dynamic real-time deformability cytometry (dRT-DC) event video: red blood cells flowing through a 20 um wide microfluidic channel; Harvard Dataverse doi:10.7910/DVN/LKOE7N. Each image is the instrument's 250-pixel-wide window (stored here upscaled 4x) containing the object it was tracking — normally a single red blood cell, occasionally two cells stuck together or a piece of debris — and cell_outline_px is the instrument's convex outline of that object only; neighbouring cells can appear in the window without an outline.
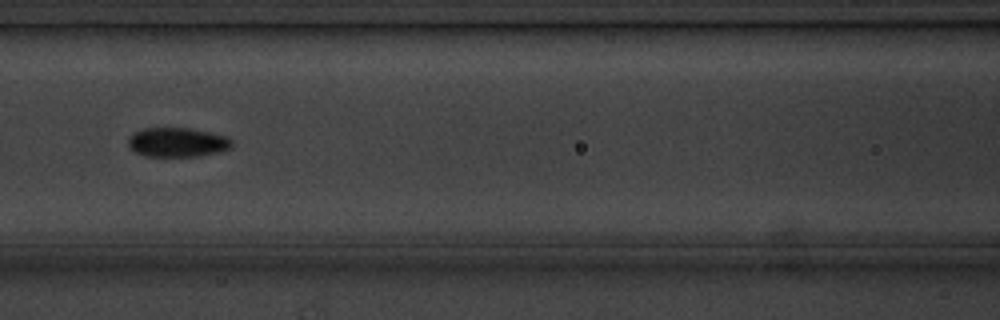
{"species": "common noctule bat (a hibernating species)", "species_latin": "Nyctalus noctula", "temperature_condition": "cold", "stored_images_in_passage": 7, "camera_frame_rate_fps": 3000, "um_per_image_px": 0.085, "animal": {"sex": "male", "body_mass_g": 20.1, "forearm_length_mm": 53.5}, "frame": {"image": 1, "passage_image": 3, "time_ms": 2.333, "image_size_px": [1000, 320], "cell_outline_px": [[232, 148], [220, 152], [200, 156], [148, 156], [136, 152], [128, 144], [128, 140], [132, 132], [144, 128], [192, 128], [212, 132], [228, 136], [232, 140]], "centroid_in_image_um": [15.13, 12.08], "position_along_channel_um": 151.5, "area_um2": 17.92}}